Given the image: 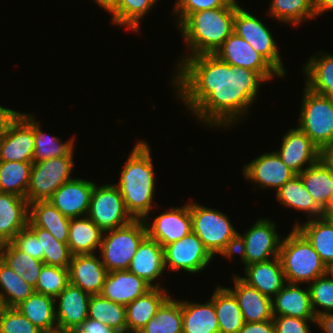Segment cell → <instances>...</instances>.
Instances as JSON below:
<instances>
[{
	"label": "cell",
	"mask_w": 333,
	"mask_h": 333,
	"mask_svg": "<svg viewBox=\"0 0 333 333\" xmlns=\"http://www.w3.org/2000/svg\"><path fill=\"white\" fill-rule=\"evenodd\" d=\"M171 80L179 101L211 129H227L245 119L266 82L256 71L230 65L215 54L185 58Z\"/></svg>",
	"instance_id": "cell-1"
},
{
	"label": "cell",
	"mask_w": 333,
	"mask_h": 333,
	"mask_svg": "<svg viewBox=\"0 0 333 333\" xmlns=\"http://www.w3.org/2000/svg\"><path fill=\"white\" fill-rule=\"evenodd\" d=\"M150 146L139 140L130 151L126 164L123 165L119 182L114 185L119 189L128 213L134 220L148 217L153 205L156 188L155 171Z\"/></svg>",
	"instance_id": "cell-2"
},
{
	"label": "cell",
	"mask_w": 333,
	"mask_h": 333,
	"mask_svg": "<svg viewBox=\"0 0 333 333\" xmlns=\"http://www.w3.org/2000/svg\"><path fill=\"white\" fill-rule=\"evenodd\" d=\"M238 5L236 0L229 7H219L192 13L177 28L184 39L188 52L182 57L180 56L175 67L187 57L200 54H214L233 32L234 17Z\"/></svg>",
	"instance_id": "cell-3"
},
{
	"label": "cell",
	"mask_w": 333,
	"mask_h": 333,
	"mask_svg": "<svg viewBox=\"0 0 333 333\" xmlns=\"http://www.w3.org/2000/svg\"><path fill=\"white\" fill-rule=\"evenodd\" d=\"M286 236L281 240L278 256L286 282L309 284L328 273L320 255L296 227Z\"/></svg>",
	"instance_id": "cell-4"
},
{
	"label": "cell",
	"mask_w": 333,
	"mask_h": 333,
	"mask_svg": "<svg viewBox=\"0 0 333 333\" xmlns=\"http://www.w3.org/2000/svg\"><path fill=\"white\" fill-rule=\"evenodd\" d=\"M192 231L202 241L210 254H219L224 258L233 259L237 246L238 231L225 213L215 208L202 206L190 201Z\"/></svg>",
	"instance_id": "cell-5"
},
{
	"label": "cell",
	"mask_w": 333,
	"mask_h": 333,
	"mask_svg": "<svg viewBox=\"0 0 333 333\" xmlns=\"http://www.w3.org/2000/svg\"><path fill=\"white\" fill-rule=\"evenodd\" d=\"M146 237L144 220H133L126 226L104 231L99 256L107 272L128 270L133 256Z\"/></svg>",
	"instance_id": "cell-6"
},
{
	"label": "cell",
	"mask_w": 333,
	"mask_h": 333,
	"mask_svg": "<svg viewBox=\"0 0 333 333\" xmlns=\"http://www.w3.org/2000/svg\"><path fill=\"white\" fill-rule=\"evenodd\" d=\"M304 87L297 127L321 149L333 143V103L328 96Z\"/></svg>",
	"instance_id": "cell-7"
},
{
	"label": "cell",
	"mask_w": 333,
	"mask_h": 333,
	"mask_svg": "<svg viewBox=\"0 0 333 333\" xmlns=\"http://www.w3.org/2000/svg\"><path fill=\"white\" fill-rule=\"evenodd\" d=\"M73 149L68 155L33 162L26 200L28 203L48 201L52 194L65 182L72 180Z\"/></svg>",
	"instance_id": "cell-8"
},
{
	"label": "cell",
	"mask_w": 333,
	"mask_h": 333,
	"mask_svg": "<svg viewBox=\"0 0 333 333\" xmlns=\"http://www.w3.org/2000/svg\"><path fill=\"white\" fill-rule=\"evenodd\" d=\"M276 228V223L269 218L257 219L244 234L238 233L234 255L240 254L245 266L277 258L282 238Z\"/></svg>",
	"instance_id": "cell-9"
},
{
	"label": "cell",
	"mask_w": 333,
	"mask_h": 333,
	"mask_svg": "<svg viewBox=\"0 0 333 333\" xmlns=\"http://www.w3.org/2000/svg\"><path fill=\"white\" fill-rule=\"evenodd\" d=\"M87 216L103 232L126 226L134 220L114 183L94 184Z\"/></svg>",
	"instance_id": "cell-10"
},
{
	"label": "cell",
	"mask_w": 333,
	"mask_h": 333,
	"mask_svg": "<svg viewBox=\"0 0 333 333\" xmlns=\"http://www.w3.org/2000/svg\"><path fill=\"white\" fill-rule=\"evenodd\" d=\"M260 18L258 19L240 5L236 8L233 32L247 41L261 54L283 77L286 69L273 34Z\"/></svg>",
	"instance_id": "cell-11"
},
{
	"label": "cell",
	"mask_w": 333,
	"mask_h": 333,
	"mask_svg": "<svg viewBox=\"0 0 333 333\" xmlns=\"http://www.w3.org/2000/svg\"><path fill=\"white\" fill-rule=\"evenodd\" d=\"M213 258L193 231L164 247V267L167 271L183 270L197 274L203 271Z\"/></svg>",
	"instance_id": "cell-12"
},
{
	"label": "cell",
	"mask_w": 333,
	"mask_h": 333,
	"mask_svg": "<svg viewBox=\"0 0 333 333\" xmlns=\"http://www.w3.org/2000/svg\"><path fill=\"white\" fill-rule=\"evenodd\" d=\"M33 115L19 112L0 137V160L33 162Z\"/></svg>",
	"instance_id": "cell-13"
},
{
	"label": "cell",
	"mask_w": 333,
	"mask_h": 333,
	"mask_svg": "<svg viewBox=\"0 0 333 333\" xmlns=\"http://www.w3.org/2000/svg\"><path fill=\"white\" fill-rule=\"evenodd\" d=\"M222 61L235 67L256 71L266 82L283 77L261 54L235 32L214 53Z\"/></svg>",
	"instance_id": "cell-14"
},
{
	"label": "cell",
	"mask_w": 333,
	"mask_h": 333,
	"mask_svg": "<svg viewBox=\"0 0 333 333\" xmlns=\"http://www.w3.org/2000/svg\"><path fill=\"white\" fill-rule=\"evenodd\" d=\"M149 219H144L147 236L156 240L163 248L192 232L190 202L182 207H170L155 217L152 223Z\"/></svg>",
	"instance_id": "cell-15"
},
{
	"label": "cell",
	"mask_w": 333,
	"mask_h": 333,
	"mask_svg": "<svg viewBox=\"0 0 333 333\" xmlns=\"http://www.w3.org/2000/svg\"><path fill=\"white\" fill-rule=\"evenodd\" d=\"M247 181L260 188H273L276 191L297 174L281 160L276 151L266 152L246 163L242 168Z\"/></svg>",
	"instance_id": "cell-16"
},
{
	"label": "cell",
	"mask_w": 333,
	"mask_h": 333,
	"mask_svg": "<svg viewBox=\"0 0 333 333\" xmlns=\"http://www.w3.org/2000/svg\"><path fill=\"white\" fill-rule=\"evenodd\" d=\"M90 294L68 284L55 298L58 331L73 333L87 318Z\"/></svg>",
	"instance_id": "cell-17"
},
{
	"label": "cell",
	"mask_w": 333,
	"mask_h": 333,
	"mask_svg": "<svg viewBox=\"0 0 333 333\" xmlns=\"http://www.w3.org/2000/svg\"><path fill=\"white\" fill-rule=\"evenodd\" d=\"M281 141L276 153L297 175L319 161L320 149L298 127L290 128Z\"/></svg>",
	"instance_id": "cell-18"
},
{
	"label": "cell",
	"mask_w": 333,
	"mask_h": 333,
	"mask_svg": "<svg viewBox=\"0 0 333 333\" xmlns=\"http://www.w3.org/2000/svg\"><path fill=\"white\" fill-rule=\"evenodd\" d=\"M94 184L80 177L73 178L62 184L48 201L68 218L87 216Z\"/></svg>",
	"instance_id": "cell-19"
},
{
	"label": "cell",
	"mask_w": 333,
	"mask_h": 333,
	"mask_svg": "<svg viewBox=\"0 0 333 333\" xmlns=\"http://www.w3.org/2000/svg\"><path fill=\"white\" fill-rule=\"evenodd\" d=\"M107 273L97 254L73 255L68 266L69 283L90 295H100Z\"/></svg>",
	"instance_id": "cell-20"
},
{
	"label": "cell",
	"mask_w": 333,
	"mask_h": 333,
	"mask_svg": "<svg viewBox=\"0 0 333 333\" xmlns=\"http://www.w3.org/2000/svg\"><path fill=\"white\" fill-rule=\"evenodd\" d=\"M234 287H227L236 297L245 323L273 320L272 298L249 286L233 274Z\"/></svg>",
	"instance_id": "cell-21"
},
{
	"label": "cell",
	"mask_w": 333,
	"mask_h": 333,
	"mask_svg": "<svg viewBox=\"0 0 333 333\" xmlns=\"http://www.w3.org/2000/svg\"><path fill=\"white\" fill-rule=\"evenodd\" d=\"M128 271L144 279L153 288H160L159 280L161 278L159 277L166 271L164 267V248L156 240L147 236L133 256Z\"/></svg>",
	"instance_id": "cell-22"
},
{
	"label": "cell",
	"mask_w": 333,
	"mask_h": 333,
	"mask_svg": "<svg viewBox=\"0 0 333 333\" xmlns=\"http://www.w3.org/2000/svg\"><path fill=\"white\" fill-rule=\"evenodd\" d=\"M152 288L144 279L128 270H118L106 274L100 295L126 306Z\"/></svg>",
	"instance_id": "cell-23"
},
{
	"label": "cell",
	"mask_w": 333,
	"mask_h": 333,
	"mask_svg": "<svg viewBox=\"0 0 333 333\" xmlns=\"http://www.w3.org/2000/svg\"><path fill=\"white\" fill-rule=\"evenodd\" d=\"M288 283L272 298L273 316H291L301 319H316L308 286Z\"/></svg>",
	"instance_id": "cell-24"
},
{
	"label": "cell",
	"mask_w": 333,
	"mask_h": 333,
	"mask_svg": "<svg viewBox=\"0 0 333 333\" xmlns=\"http://www.w3.org/2000/svg\"><path fill=\"white\" fill-rule=\"evenodd\" d=\"M29 203L24 197L0 192V244L11 242L28 226Z\"/></svg>",
	"instance_id": "cell-25"
},
{
	"label": "cell",
	"mask_w": 333,
	"mask_h": 333,
	"mask_svg": "<svg viewBox=\"0 0 333 333\" xmlns=\"http://www.w3.org/2000/svg\"><path fill=\"white\" fill-rule=\"evenodd\" d=\"M244 268V277L240 278L270 298H273L286 283L279 257L252 263Z\"/></svg>",
	"instance_id": "cell-26"
},
{
	"label": "cell",
	"mask_w": 333,
	"mask_h": 333,
	"mask_svg": "<svg viewBox=\"0 0 333 333\" xmlns=\"http://www.w3.org/2000/svg\"><path fill=\"white\" fill-rule=\"evenodd\" d=\"M70 218L64 216L49 201L29 203L27 227H38L49 231L56 240L68 243Z\"/></svg>",
	"instance_id": "cell-27"
},
{
	"label": "cell",
	"mask_w": 333,
	"mask_h": 333,
	"mask_svg": "<svg viewBox=\"0 0 333 333\" xmlns=\"http://www.w3.org/2000/svg\"><path fill=\"white\" fill-rule=\"evenodd\" d=\"M169 296L166 288L154 287L126 305L127 332L138 333Z\"/></svg>",
	"instance_id": "cell-28"
},
{
	"label": "cell",
	"mask_w": 333,
	"mask_h": 333,
	"mask_svg": "<svg viewBox=\"0 0 333 333\" xmlns=\"http://www.w3.org/2000/svg\"><path fill=\"white\" fill-rule=\"evenodd\" d=\"M103 233L88 216L70 218L67 244L72 256L98 253Z\"/></svg>",
	"instance_id": "cell-29"
},
{
	"label": "cell",
	"mask_w": 333,
	"mask_h": 333,
	"mask_svg": "<svg viewBox=\"0 0 333 333\" xmlns=\"http://www.w3.org/2000/svg\"><path fill=\"white\" fill-rule=\"evenodd\" d=\"M182 305V333H219L214 302L204 304L180 300Z\"/></svg>",
	"instance_id": "cell-30"
},
{
	"label": "cell",
	"mask_w": 333,
	"mask_h": 333,
	"mask_svg": "<svg viewBox=\"0 0 333 333\" xmlns=\"http://www.w3.org/2000/svg\"><path fill=\"white\" fill-rule=\"evenodd\" d=\"M293 227L307 238L329 269L333 265V221L325 216L308 219L303 224L297 220Z\"/></svg>",
	"instance_id": "cell-31"
},
{
	"label": "cell",
	"mask_w": 333,
	"mask_h": 333,
	"mask_svg": "<svg viewBox=\"0 0 333 333\" xmlns=\"http://www.w3.org/2000/svg\"><path fill=\"white\" fill-rule=\"evenodd\" d=\"M275 195L277 201L283 207L304 212L308 215L309 220L324 217V210L306 190L298 175L281 186Z\"/></svg>",
	"instance_id": "cell-32"
},
{
	"label": "cell",
	"mask_w": 333,
	"mask_h": 333,
	"mask_svg": "<svg viewBox=\"0 0 333 333\" xmlns=\"http://www.w3.org/2000/svg\"><path fill=\"white\" fill-rule=\"evenodd\" d=\"M15 308L44 333L58 331L55 298L34 292Z\"/></svg>",
	"instance_id": "cell-33"
},
{
	"label": "cell",
	"mask_w": 333,
	"mask_h": 333,
	"mask_svg": "<svg viewBox=\"0 0 333 333\" xmlns=\"http://www.w3.org/2000/svg\"><path fill=\"white\" fill-rule=\"evenodd\" d=\"M319 51L303 65L305 86L311 91L329 96L333 92V55Z\"/></svg>",
	"instance_id": "cell-34"
},
{
	"label": "cell",
	"mask_w": 333,
	"mask_h": 333,
	"mask_svg": "<svg viewBox=\"0 0 333 333\" xmlns=\"http://www.w3.org/2000/svg\"><path fill=\"white\" fill-rule=\"evenodd\" d=\"M210 299L214 302L219 333H238L245 322L234 294L218 284Z\"/></svg>",
	"instance_id": "cell-35"
},
{
	"label": "cell",
	"mask_w": 333,
	"mask_h": 333,
	"mask_svg": "<svg viewBox=\"0 0 333 333\" xmlns=\"http://www.w3.org/2000/svg\"><path fill=\"white\" fill-rule=\"evenodd\" d=\"M298 176L316 203L325 210L333 197V173L319 160Z\"/></svg>",
	"instance_id": "cell-36"
},
{
	"label": "cell",
	"mask_w": 333,
	"mask_h": 333,
	"mask_svg": "<svg viewBox=\"0 0 333 333\" xmlns=\"http://www.w3.org/2000/svg\"><path fill=\"white\" fill-rule=\"evenodd\" d=\"M0 259L35 288L41 268L44 265L43 261L19 250L12 242L0 244Z\"/></svg>",
	"instance_id": "cell-37"
},
{
	"label": "cell",
	"mask_w": 333,
	"mask_h": 333,
	"mask_svg": "<svg viewBox=\"0 0 333 333\" xmlns=\"http://www.w3.org/2000/svg\"><path fill=\"white\" fill-rule=\"evenodd\" d=\"M35 292L22 277L0 259V305L15 308Z\"/></svg>",
	"instance_id": "cell-38"
},
{
	"label": "cell",
	"mask_w": 333,
	"mask_h": 333,
	"mask_svg": "<svg viewBox=\"0 0 333 333\" xmlns=\"http://www.w3.org/2000/svg\"><path fill=\"white\" fill-rule=\"evenodd\" d=\"M138 333H182V305L169 296Z\"/></svg>",
	"instance_id": "cell-39"
},
{
	"label": "cell",
	"mask_w": 333,
	"mask_h": 333,
	"mask_svg": "<svg viewBox=\"0 0 333 333\" xmlns=\"http://www.w3.org/2000/svg\"><path fill=\"white\" fill-rule=\"evenodd\" d=\"M88 318L104 323L110 328L127 332L126 306L101 295L90 296Z\"/></svg>",
	"instance_id": "cell-40"
},
{
	"label": "cell",
	"mask_w": 333,
	"mask_h": 333,
	"mask_svg": "<svg viewBox=\"0 0 333 333\" xmlns=\"http://www.w3.org/2000/svg\"><path fill=\"white\" fill-rule=\"evenodd\" d=\"M32 163L0 161V192L26 198Z\"/></svg>",
	"instance_id": "cell-41"
},
{
	"label": "cell",
	"mask_w": 333,
	"mask_h": 333,
	"mask_svg": "<svg viewBox=\"0 0 333 333\" xmlns=\"http://www.w3.org/2000/svg\"><path fill=\"white\" fill-rule=\"evenodd\" d=\"M269 6L268 16L291 26L315 18L314 4L311 0H271Z\"/></svg>",
	"instance_id": "cell-42"
},
{
	"label": "cell",
	"mask_w": 333,
	"mask_h": 333,
	"mask_svg": "<svg viewBox=\"0 0 333 333\" xmlns=\"http://www.w3.org/2000/svg\"><path fill=\"white\" fill-rule=\"evenodd\" d=\"M33 116V133H34V155L33 162H39L46 159L68 155L75 147V138L72 137L62 142L60 137L50 136L42 131L40 121Z\"/></svg>",
	"instance_id": "cell-43"
},
{
	"label": "cell",
	"mask_w": 333,
	"mask_h": 333,
	"mask_svg": "<svg viewBox=\"0 0 333 333\" xmlns=\"http://www.w3.org/2000/svg\"><path fill=\"white\" fill-rule=\"evenodd\" d=\"M158 0H119L117 9L111 14L112 24L140 31V22L152 10Z\"/></svg>",
	"instance_id": "cell-44"
},
{
	"label": "cell",
	"mask_w": 333,
	"mask_h": 333,
	"mask_svg": "<svg viewBox=\"0 0 333 333\" xmlns=\"http://www.w3.org/2000/svg\"><path fill=\"white\" fill-rule=\"evenodd\" d=\"M40 241L45 265L68 268L72 254L67 243H62L54 238L47 230L38 227H28Z\"/></svg>",
	"instance_id": "cell-45"
},
{
	"label": "cell",
	"mask_w": 333,
	"mask_h": 333,
	"mask_svg": "<svg viewBox=\"0 0 333 333\" xmlns=\"http://www.w3.org/2000/svg\"><path fill=\"white\" fill-rule=\"evenodd\" d=\"M69 284L68 268L43 265L35 292L56 298Z\"/></svg>",
	"instance_id": "cell-46"
},
{
	"label": "cell",
	"mask_w": 333,
	"mask_h": 333,
	"mask_svg": "<svg viewBox=\"0 0 333 333\" xmlns=\"http://www.w3.org/2000/svg\"><path fill=\"white\" fill-rule=\"evenodd\" d=\"M308 288L316 317L327 312H333V277L329 272L310 282ZM317 306L321 307V310Z\"/></svg>",
	"instance_id": "cell-47"
},
{
	"label": "cell",
	"mask_w": 333,
	"mask_h": 333,
	"mask_svg": "<svg viewBox=\"0 0 333 333\" xmlns=\"http://www.w3.org/2000/svg\"><path fill=\"white\" fill-rule=\"evenodd\" d=\"M0 333H44L16 308L0 307Z\"/></svg>",
	"instance_id": "cell-48"
},
{
	"label": "cell",
	"mask_w": 333,
	"mask_h": 333,
	"mask_svg": "<svg viewBox=\"0 0 333 333\" xmlns=\"http://www.w3.org/2000/svg\"><path fill=\"white\" fill-rule=\"evenodd\" d=\"M236 0H176L172 14H175L177 28L192 14L197 11L229 7ZM177 17V18H176Z\"/></svg>",
	"instance_id": "cell-49"
},
{
	"label": "cell",
	"mask_w": 333,
	"mask_h": 333,
	"mask_svg": "<svg viewBox=\"0 0 333 333\" xmlns=\"http://www.w3.org/2000/svg\"><path fill=\"white\" fill-rule=\"evenodd\" d=\"M11 242L29 256L43 261V251H41L40 241L28 227L19 231Z\"/></svg>",
	"instance_id": "cell-50"
},
{
	"label": "cell",
	"mask_w": 333,
	"mask_h": 333,
	"mask_svg": "<svg viewBox=\"0 0 333 333\" xmlns=\"http://www.w3.org/2000/svg\"><path fill=\"white\" fill-rule=\"evenodd\" d=\"M274 327L276 333H313L310 323L316 324V319H301L291 316H274ZM309 322V323H308Z\"/></svg>",
	"instance_id": "cell-51"
},
{
	"label": "cell",
	"mask_w": 333,
	"mask_h": 333,
	"mask_svg": "<svg viewBox=\"0 0 333 333\" xmlns=\"http://www.w3.org/2000/svg\"><path fill=\"white\" fill-rule=\"evenodd\" d=\"M73 333H124L97 320L87 318Z\"/></svg>",
	"instance_id": "cell-52"
},
{
	"label": "cell",
	"mask_w": 333,
	"mask_h": 333,
	"mask_svg": "<svg viewBox=\"0 0 333 333\" xmlns=\"http://www.w3.org/2000/svg\"><path fill=\"white\" fill-rule=\"evenodd\" d=\"M238 333H276L273 320L244 323Z\"/></svg>",
	"instance_id": "cell-53"
},
{
	"label": "cell",
	"mask_w": 333,
	"mask_h": 333,
	"mask_svg": "<svg viewBox=\"0 0 333 333\" xmlns=\"http://www.w3.org/2000/svg\"><path fill=\"white\" fill-rule=\"evenodd\" d=\"M18 113L19 111L0 105V137L7 131L9 124Z\"/></svg>",
	"instance_id": "cell-54"
},
{
	"label": "cell",
	"mask_w": 333,
	"mask_h": 333,
	"mask_svg": "<svg viewBox=\"0 0 333 333\" xmlns=\"http://www.w3.org/2000/svg\"><path fill=\"white\" fill-rule=\"evenodd\" d=\"M316 325L323 333H333V312H327L316 317Z\"/></svg>",
	"instance_id": "cell-55"
},
{
	"label": "cell",
	"mask_w": 333,
	"mask_h": 333,
	"mask_svg": "<svg viewBox=\"0 0 333 333\" xmlns=\"http://www.w3.org/2000/svg\"><path fill=\"white\" fill-rule=\"evenodd\" d=\"M319 160L333 173V143L320 149Z\"/></svg>",
	"instance_id": "cell-56"
},
{
	"label": "cell",
	"mask_w": 333,
	"mask_h": 333,
	"mask_svg": "<svg viewBox=\"0 0 333 333\" xmlns=\"http://www.w3.org/2000/svg\"><path fill=\"white\" fill-rule=\"evenodd\" d=\"M330 10H333V0H317L314 3L315 17Z\"/></svg>",
	"instance_id": "cell-57"
},
{
	"label": "cell",
	"mask_w": 333,
	"mask_h": 333,
	"mask_svg": "<svg viewBox=\"0 0 333 333\" xmlns=\"http://www.w3.org/2000/svg\"><path fill=\"white\" fill-rule=\"evenodd\" d=\"M99 7L112 14L118 7L119 0H93Z\"/></svg>",
	"instance_id": "cell-58"
},
{
	"label": "cell",
	"mask_w": 333,
	"mask_h": 333,
	"mask_svg": "<svg viewBox=\"0 0 333 333\" xmlns=\"http://www.w3.org/2000/svg\"><path fill=\"white\" fill-rule=\"evenodd\" d=\"M324 216L326 218H332L333 217V197L328 205V207L324 210Z\"/></svg>",
	"instance_id": "cell-59"
},
{
	"label": "cell",
	"mask_w": 333,
	"mask_h": 333,
	"mask_svg": "<svg viewBox=\"0 0 333 333\" xmlns=\"http://www.w3.org/2000/svg\"><path fill=\"white\" fill-rule=\"evenodd\" d=\"M328 272L333 277V265L328 269Z\"/></svg>",
	"instance_id": "cell-60"
},
{
	"label": "cell",
	"mask_w": 333,
	"mask_h": 333,
	"mask_svg": "<svg viewBox=\"0 0 333 333\" xmlns=\"http://www.w3.org/2000/svg\"><path fill=\"white\" fill-rule=\"evenodd\" d=\"M330 101L333 103V92L328 96Z\"/></svg>",
	"instance_id": "cell-61"
},
{
	"label": "cell",
	"mask_w": 333,
	"mask_h": 333,
	"mask_svg": "<svg viewBox=\"0 0 333 333\" xmlns=\"http://www.w3.org/2000/svg\"><path fill=\"white\" fill-rule=\"evenodd\" d=\"M53 333H66V332L56 331V332H53Z\"/></svg>",
	"instance_id": "cell-62"
}]
</instances>
